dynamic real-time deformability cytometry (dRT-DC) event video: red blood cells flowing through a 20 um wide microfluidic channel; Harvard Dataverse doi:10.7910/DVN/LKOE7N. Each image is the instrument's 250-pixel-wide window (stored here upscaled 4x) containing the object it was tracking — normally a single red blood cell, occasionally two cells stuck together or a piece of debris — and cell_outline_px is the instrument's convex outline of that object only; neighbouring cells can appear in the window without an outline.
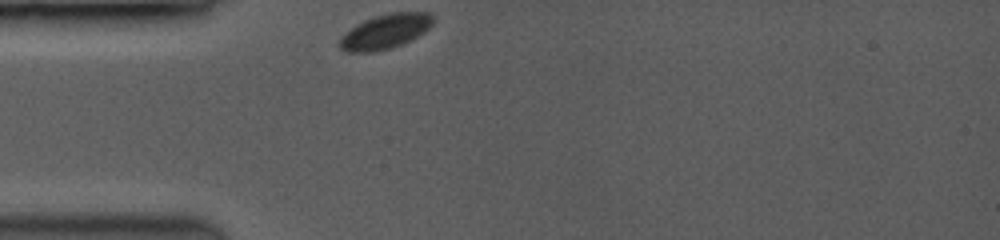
{"species": "common noctule bat (a hibernating species)", "species_latin": "Nyctalus noctula", "temperature_condition": "room temperature", "stored_images_in_passage": 9, "camera_frame_rate_fps": 3500, "um_per_image_px": 0.085, "animal": {"sex": "female", "body_mass_g": 19.0, "forearm_length_mm": 53.3}, "frame": {"image": 1, "passage_image": 1, "time_ms": 0.0, "image_size_px": [1000, 240], "cell_outline_px": [[432, 24], [424, 32], [392, 48], [372, 52], [348, 52], [340, 48], [340, 36], [356, 24], [364, 20], [388, 12], [428, 12], [432, 16]], "centroid_in_image_um": [32.71, 2.67], "position_along_channel_um": 52.3, "area_um2": 18.61}}
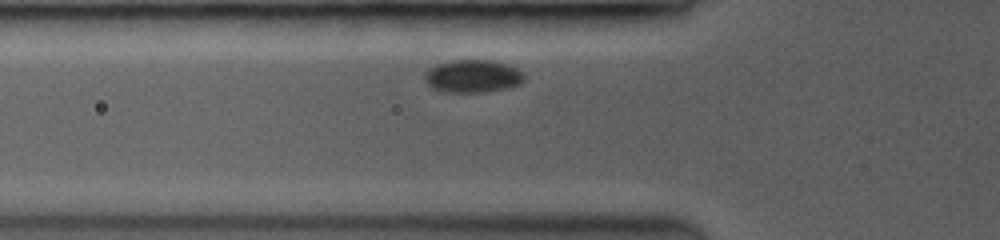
{"frame": {"image": 2, "passage_image": 6, "time_ms": 1.143, "image_size_px": [1000, 240], "cell_outline_px": [[524, 80], [520, 84], [504, 88], [484, 92], [452, 92], [436, 88], [428, 84], [424, 76], [428, 68], [436, 64], [452, 60], [492, 60], [508, 64], [524, 72]], "centroid_in_image_um": [40.22, 6.45], "position_along_channel_um": 85.6, "area_um2": 18.84}}